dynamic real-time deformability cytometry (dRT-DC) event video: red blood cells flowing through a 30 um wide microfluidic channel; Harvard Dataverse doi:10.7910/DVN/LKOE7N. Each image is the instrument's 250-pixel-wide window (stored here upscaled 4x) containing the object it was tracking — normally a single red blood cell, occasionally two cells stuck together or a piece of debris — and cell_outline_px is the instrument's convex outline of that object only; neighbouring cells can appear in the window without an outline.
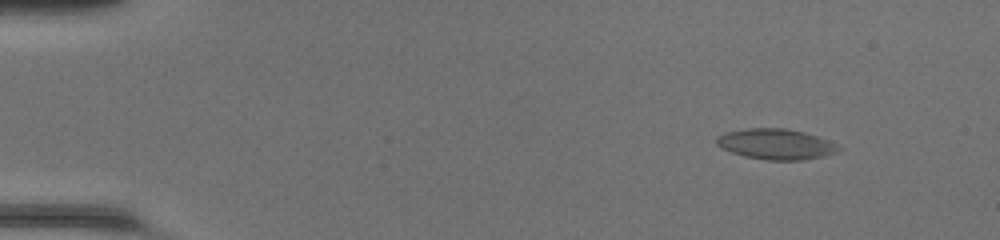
{"species": "common noctule bat (a hibernating species)", "species_latin": "Nyctalus noctula", "temperature_condition": "room temperature", "stored_images_in_passage": 49, "camera_frame_rate_fps": 3000, "um_per_image_px": 0.085, "animal": {"sex": "female", "body_mass_g": 20.0, "forearm_length_mm": 54.0}, "frame": {"image": 1, "passage_image": 6, "time_ms": 1.667, "image_size_px": [1000, 240], "cell_outline_px": [[844, 148], [836, 152], [824, 156], [800, 160], [768, 160], [744, 156], [720, 148], [716, 144], [716, 136], [724, 132], [748, 128], [784, 128], [804, 132], [828, 140]], "centroid_in_image_um": [65.93, 12.25], "position_along_channel_um": 19.1, "area_um2": 21.79}}
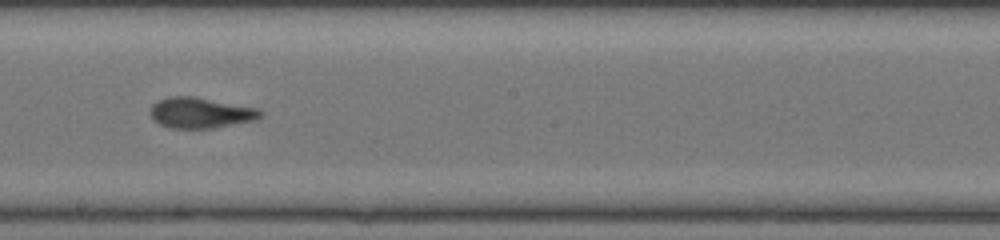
{"frame": {"image": 2, "passage_image": 29, "time_ms": 9.333, "image_size_px": [1000, 240], "cell_outline_px": [[264, 116], [256, 120], [212, 128], [172, 128], [160, 124], [152, 120], [148, 112], [152, 104], [156, 100], [168, 96], [196, 96], [260, 108], [264, 112]], "centroid_in_image_um": [17.05, 9.57], "position_along_channel_um": 231.1, "area_um2": 20.23}}
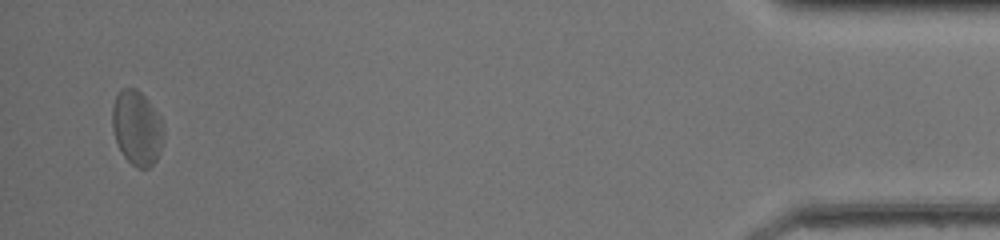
{"frame": {"image": 3, "passage_image": 48, "time_ms": 15.667, "image_size_px": [1000, 240], "cell_outline_px": [[164, 140], [156, 160], [148, 168], [136, 168], [124, 156], [116, 140], [112, 128], [112, 104], [120, 88], [136, 88], [148, 100], [160, 116], [164, 128]], "centroid_in_image_um": [11.65, 10.85], "position_along_channel_um": 423.6, "area_um2": 22.43}, "authors_computed_cell_mechanics": {"area_um2": 20.3456, "velocity_mm_per_s": 4.2723, "shape_relaxation_time_tau1_ms": 4.1577, "shape_relaxation_time_tau2_ms": 1.8393, "deformation_change_tau1": 0.1232, "deformation_change_tau2": 0.0983}}